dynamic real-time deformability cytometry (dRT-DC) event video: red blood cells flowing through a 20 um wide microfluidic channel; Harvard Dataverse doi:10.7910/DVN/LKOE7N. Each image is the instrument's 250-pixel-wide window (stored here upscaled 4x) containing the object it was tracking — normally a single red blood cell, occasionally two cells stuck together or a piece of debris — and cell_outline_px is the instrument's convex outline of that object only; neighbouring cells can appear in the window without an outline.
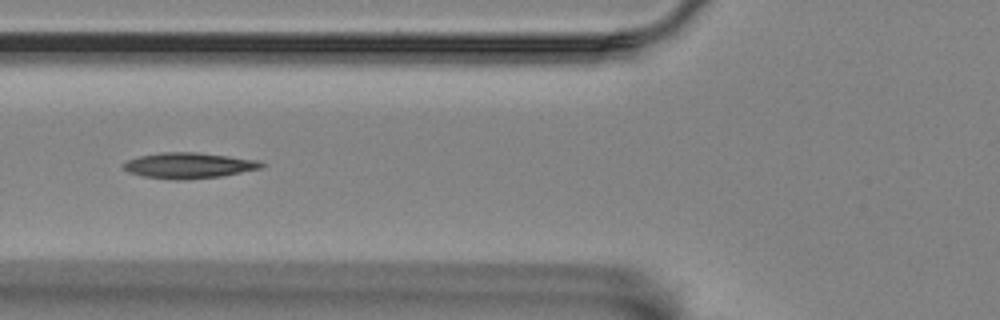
{"species": "Egyptian fruit bat (a non-hibernating species)", "species_latin": "Rousettus aegyptiacus", "temperature_condition": "room temperature", "stored_images_in_passage": 10, "camera_frame_rate_fps": 3000, "um_per_image_px": 0.085, "animal": {"sex": "female"}, "frame": {"image": 1, "passage_image": 4, "time_ms": 5.0, "image_size_px": [1000, 320], "cell_outline_px": [[264, 164], [260, 168], [220, 176], [184, 180], [172, 180], [144, 176], [128, 172], [120, 164], [128, 160], [140, 156], [160, 152], [192, 152], [228, 156], [256, 160]], "centroid_in_image_um": [15.97, 14.07], "position_along_channel_um": 109.8, "area_um2": 20.4}}
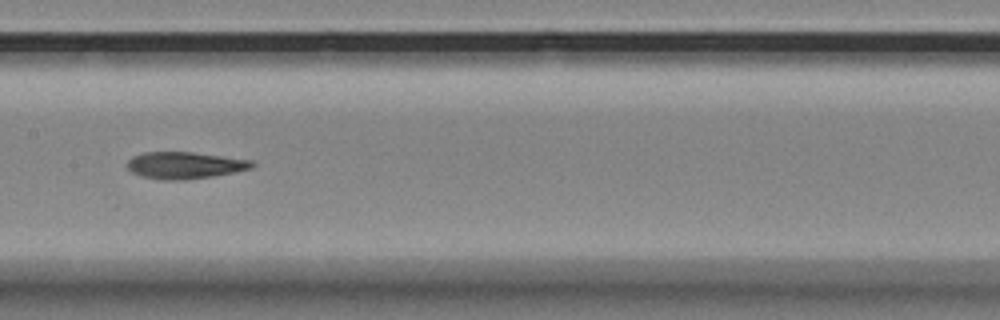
{"frame": {"image": 2, "passage_image": 6, "time_ms": 7.333, "image_size_px": [1000, 320], "cell_outline_px": [[256, 164], [252, 168], [212, 176], [184, 180], [160, 180], [140, 176], [132, 172], [128, 168], [128, 160], [132, 156], [144, 152], [192, 152], [252, 160]], "centroid_in_image_um": [15.68, 14.05], "position_along_channel_um": 191.7, "area_um2": 19.48}}
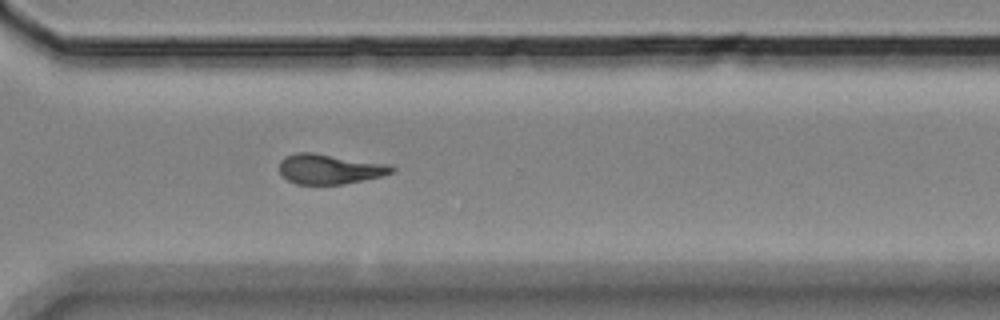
{"frame": {"image": 3, "passage_image": 10, "time_ms": 11.667, "image_size_px": [1000, 320], "cell_outline_px": [[396, 168], [392, 172], [380, 176], [344, 184], [296, 184], [288, 180], [280, 172], [280, 160], [284, 156], [296, 152], [312, 152], [392, 164]], "centroid_in_image_um": [28.02, 14.35], "position_along_channel_um": 342.6, "area_um2": 19.71}}